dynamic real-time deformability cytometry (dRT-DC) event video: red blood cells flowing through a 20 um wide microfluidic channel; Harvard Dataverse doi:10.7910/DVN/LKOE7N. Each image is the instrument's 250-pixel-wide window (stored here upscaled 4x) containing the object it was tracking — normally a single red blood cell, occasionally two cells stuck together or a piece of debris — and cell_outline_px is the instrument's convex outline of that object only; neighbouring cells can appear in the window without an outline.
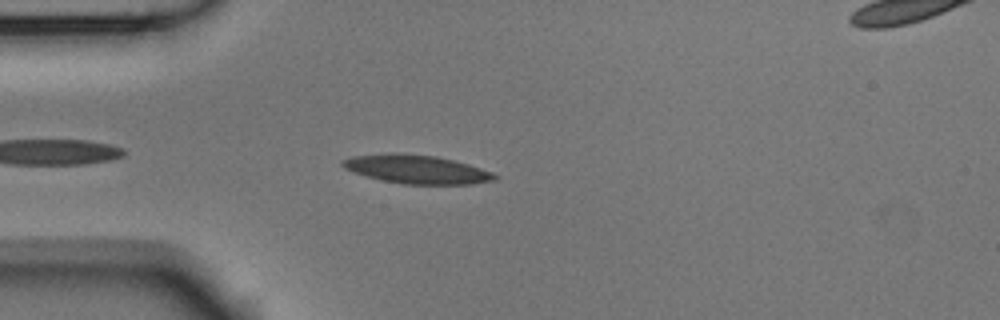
{"species": "Egyptian fruit bat (a non-hibernating species)", "species_latin": "Rousettus aegyptiacus", "temperature_condition": "room temperature", "stored_images_in_passage": 19, "camera_frame_rate_fps": 3000, "um_per_image_px": 0.085, "animal": {"sex": "male"}, "frame": {"image": 1, "passage_image": 4, "time_ms": 1.0, "image_size_px": [1000, 320], "cell_outline_px": [[500, 176], [496, 180], [472, 184], [404, 184], [380, 180], [344, 168], [340, 164], [340, 160], [352, 156], [392, 152], [404, 152], [436, 156], [468, 164], [492, 172]], "centroid_in_image_um": [35.41, 14.37], "position_along_channel_um": 49.6, "area_um2": 25.55}}
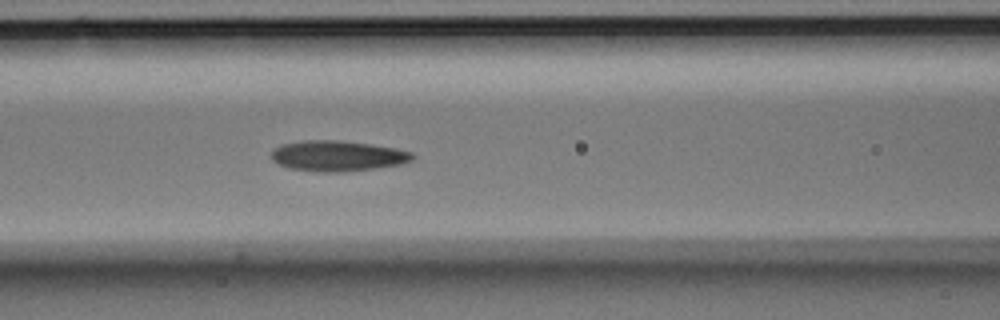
{"frame": {"image": 2, "passage_image": 12, "time_ms": 3.667, "image_size_px": [1000, 320], "cell_outline_px": [[416, 156], [412, 160], [400, 164], [372, 168], [340, 172], [316, 172], [288, 168], [272, 160], [272, 148], [280, 144], [300, 140], [340, 140], [372, 144], [396, 148], [412, 152]], "centroid_in_image_um": [28.66, 13.24], "position_along_channel_um": 137.9, "area_um2": 25.32}}
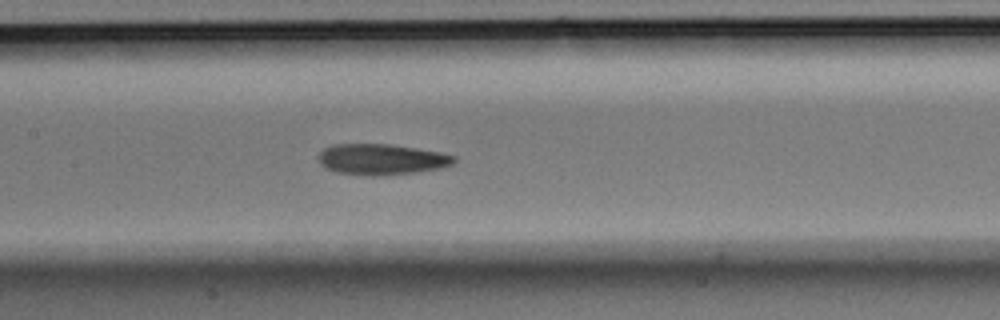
{"frame": {"image": 3, "passage_image": 15, "time_ms": 4.667, "image_size_px": [1000, 320], "cell_outline_px": [[456, 160], [452, 164], [440, 168], [416, 172], [372, 176], [368, 176], [336, 172], [324, 168], [320, 164], [316, 156], [324, 148], [332, 144], [392, 144], [440, 152], [456, 156]], "centroid_in_image_um": [32.38, 13.54], "position_along_channel_um": 175.0, "area_um2": 24.57}}